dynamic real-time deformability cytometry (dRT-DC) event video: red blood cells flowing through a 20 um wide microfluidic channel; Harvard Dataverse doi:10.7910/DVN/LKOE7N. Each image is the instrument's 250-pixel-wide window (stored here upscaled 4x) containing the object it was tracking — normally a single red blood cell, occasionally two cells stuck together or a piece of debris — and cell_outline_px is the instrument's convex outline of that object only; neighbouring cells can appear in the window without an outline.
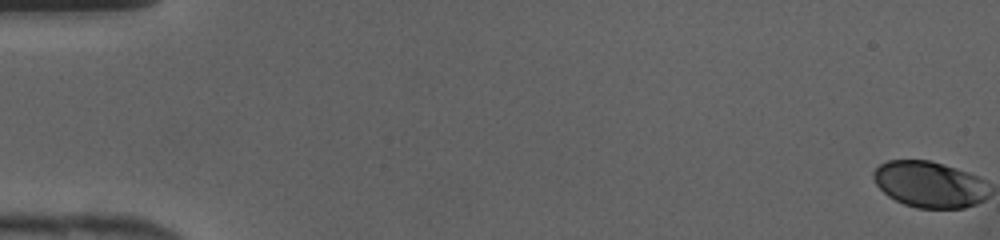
{"species": "human", "species_latin": "Homo sapiens", "temperature_condition": "cold", "stored_images_in_passage": 44, "camera_frame_rate_fps": 3000, "um_per_image_px": 0.085, "donor": {"sex": "female"}, "frame": {"image": 1, "passage_image": 1, "time_ms": 0.0, "image_size_px": [1000, 240], "cell_outline_px": [[980, 200], [972, 204], [960, 208], [920, 208], [896, 200], [884, 192], [880, 188], [876, 180], [876, 168], [880, 164], [892, 160], [928, 160], [952, 168], [972, 176]], "centroid_in_image_um": [78.75, 15.66], "position_along_channel_um": 6.2, "area_um2": 28.21}}
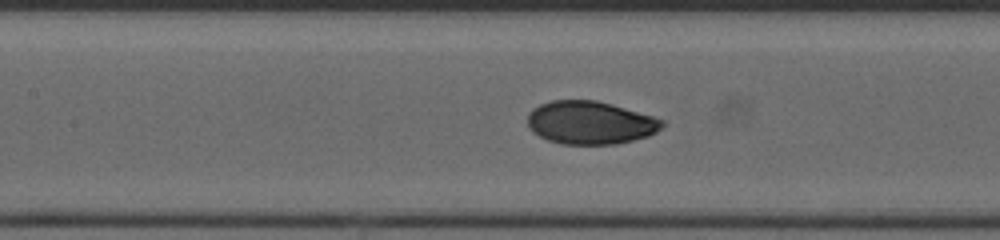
{"frame": {"image": 2, "passage_image": 21, "time_ms": 6.667, "image_size_px": [1000, 240], "cell_outline_px": [[660, 128], [644, 136], [628, 140], [604, 144], [568, 144], [552, 140], [540, 136], [528, 124], [528, 116], [536, 108], [544, 104], [556, 100], [592, 100], [608, 104], [648, 116], [660, 120]], "centroid_in_image_um": [50.09, 10.42], "position_along_channel_um": 157.3, "area_um2": 31.67}}
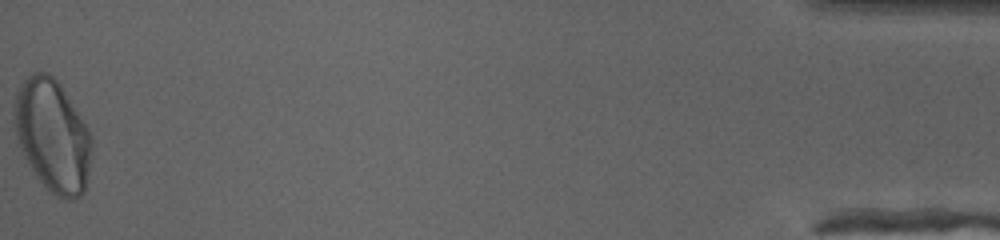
{"frame": {"image": 3, "passage_image": 44, "time_ms": 14.333, "image_size_px": [1000, 240], "cell_outline_px": [[88, 140], [84, 188], [80, 192], [60, 192], [52, 188], [44, 180], [28, 156], [20, 136], [20, 96], [28, 80], [32, 76], [48, 76], [56, 84], [88, 136]], "centroid_in_image_um": [4.5, 11.52], "position_along_channel_um": 430.7, "area_um2": 41.27}}